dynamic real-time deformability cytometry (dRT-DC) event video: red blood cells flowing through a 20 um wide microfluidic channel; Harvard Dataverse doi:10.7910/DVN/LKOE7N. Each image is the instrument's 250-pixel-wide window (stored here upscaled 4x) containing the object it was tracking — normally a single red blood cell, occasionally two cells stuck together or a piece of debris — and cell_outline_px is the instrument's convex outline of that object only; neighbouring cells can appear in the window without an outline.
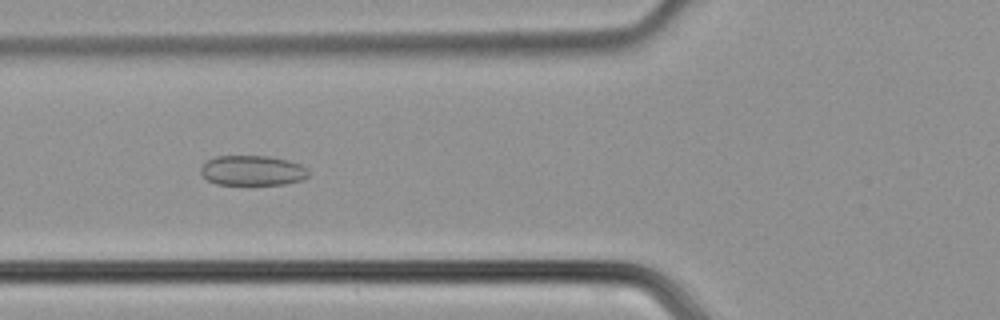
{"species": "common noctule bat (a hibernating species)", "species_latin": "Nyctalus noctula", "temperature_condition": "cold", "stored_images_in_passage": 35, "camera_frame_rate_fps": 3000, "um_per_image_px": 0.085, "animal": {"sex": "male", "body_mass_g": 21.5, "forearm_length_mm": 52.0}, "frame": {"image": 1, "passage_image": 6, "time_ms": 1.667, "image_size_px": [1000, 320], "cell_outline_px": [[308, 176], [304, 180], [284, 184], [216, 184], [208, 180], [200, 172], [200, 168], [208, 160], [216, 156], [268, 156], [288, 160], [300, 164], [308, 168]], "centroid_in_image_um": [21.49, 14.49], "position_along_channel_um": 104.3, "area_um2": 18.84}}
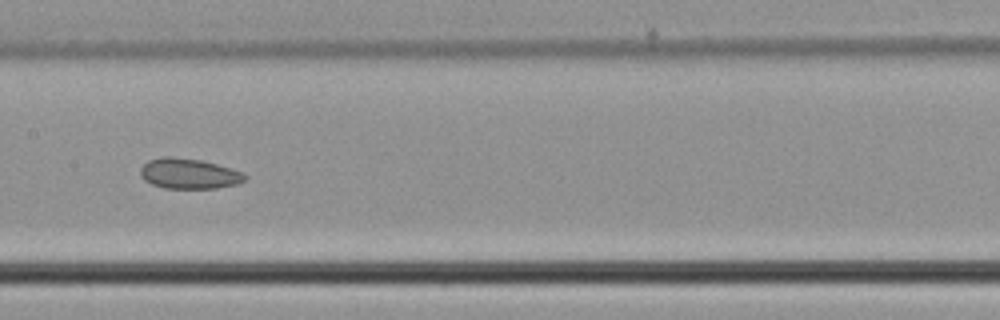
{"frame": {"image": 2, "passage_image": 12, "time_ms": 3.667, "image_size_px": [1000, 320], "cell_outline_px": [[248, 176], [244, 180], [236, 184], [216, 188], [164, 188], [152, 184], [144, 180], [140, 176], [140, 168], [148, 160], [160, 156], [172, 156], [200, 160], [216, 164], [244, 172]], "centroid_in_image_um": [16.03, 14.75], "position_along_channel_um": 191.4, "area_um2": 18.55}}
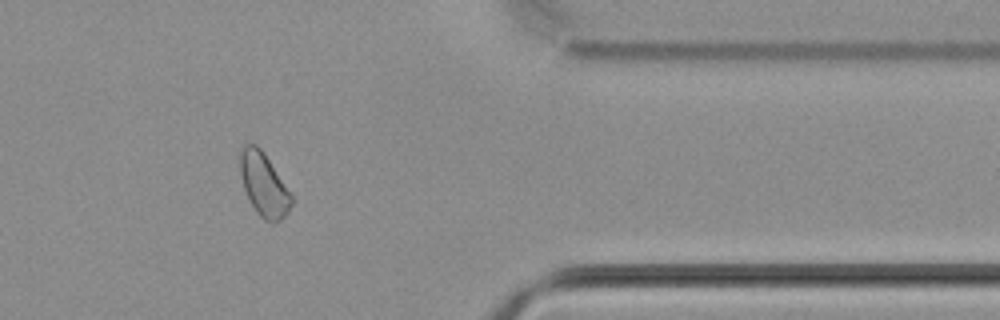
{"frame": {"image": 3, "passage_image": 27, "time_ms": 8.667, "image_size_px": [1000, 320], "cell_outline_px": [[292, 204], [288, 212], [280, 220], [272, 224], [264, 220], [256, 212], [244, 188], [240, 172], [240, 148], [244, 144], [256, 144], [264, 152], [292, 196]], "centroid_in_image_um": [22.41, 15.69], "position_along_channel_um": 389.0, "area_um2": 18.73}}